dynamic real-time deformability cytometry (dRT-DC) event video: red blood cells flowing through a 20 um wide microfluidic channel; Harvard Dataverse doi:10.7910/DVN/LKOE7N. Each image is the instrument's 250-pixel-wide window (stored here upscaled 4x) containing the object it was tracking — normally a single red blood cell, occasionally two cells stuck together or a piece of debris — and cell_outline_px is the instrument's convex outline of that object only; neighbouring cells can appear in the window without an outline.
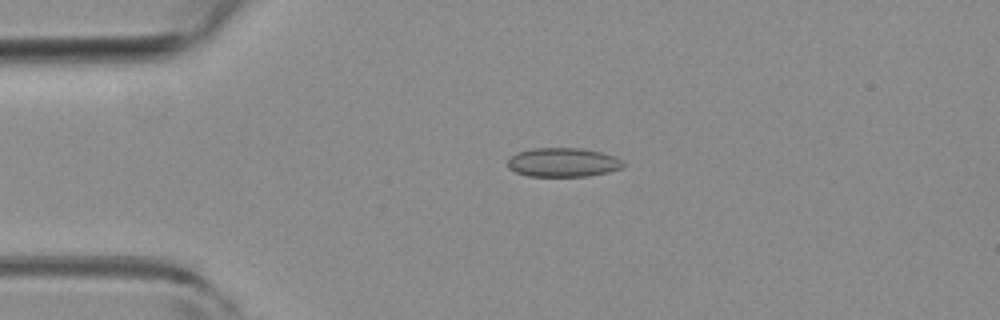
{"species": "common noctule bat (a hibernating species)", "species_latin": "Nyctalus noctula", "temperature_condition": "room temperature", "stored_images_in_passage": 5, "camera_frame_rate_fps": 3000, "um_per_image_px": 0.085, "animal": {"sex": "female", "body_mass_g": 19.3, "forearm_length_mm": 54.1}, "frame": {"image": 1, "passage_image": 3, "time_ms": 0.667, "image_size_px": [1000, 320], "cell_outline_px": [[624, 168], [608, 172], [588, 176], [528, 176], [516, 172], [508, 168], [508, 160], [516, 152], [532, 148], [580, 148], [600, 152], [616, 156], [624, 164]], "centroid_in_image_um": [47.86, 13.8], "position_along_channel_um": 37.1, "area_um2": 19.59}}
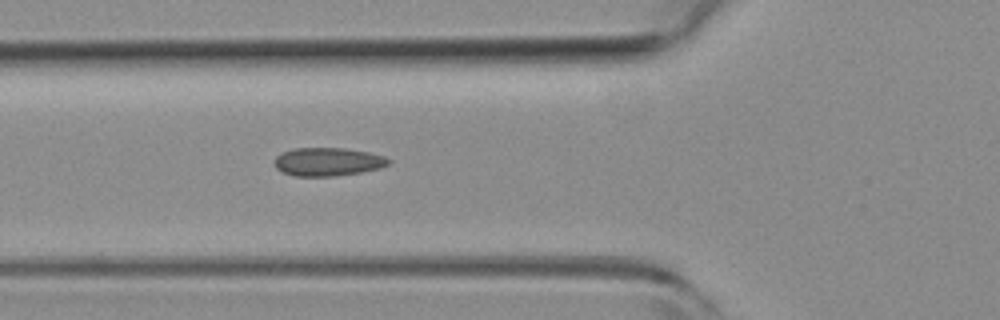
{"frame": {"image": 2, "passage_image": 5, "time_ms": 1.333, "image_size_px": [1000, 320], "cell_outline_px": [[392, 160], [388, 164], [380, 168], [360, 172], [336, 176], [296, 176], [280, 172], [272, 164], [276, 156], [292, 148], [344, 148], [368, 152], [384, 156]], "centroid_in_image_um": [27.83, 13.75], "position_along_channel_um": 98.0, "area_um2": 18.96}}